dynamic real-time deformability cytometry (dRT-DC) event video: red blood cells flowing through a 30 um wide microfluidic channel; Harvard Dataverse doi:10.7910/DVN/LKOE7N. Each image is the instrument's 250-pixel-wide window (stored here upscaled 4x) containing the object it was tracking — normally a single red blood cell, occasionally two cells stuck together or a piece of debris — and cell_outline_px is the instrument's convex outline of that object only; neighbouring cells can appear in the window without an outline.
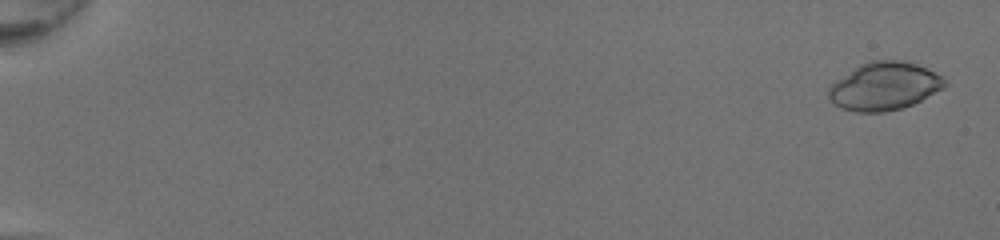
{"species": "common noctule bat (a hibernating species)", "species_latin": "Nyctalus noctula", "temperature_condition": "room temperature", "stored_images_in_passage": 51, "camera_frame_rate_fps": 3000, "um_per_image_px": 0.085, "animal": {"sex": "female", "body_mass_g": 20.0, "forearm_length_mm": 54.0}, "frame": {"image": 1, "passage_image": 2, "time_ms": 0.333, "image_size_px": [1000, 240], "cell_outline_px": [[948, 84], [920, 100], [912, 104], [900, 108], [884, 112], [856, 112], [840, 108], [828, 100], [828, 88], [836, 80], [860, 64], [872, 60], [904, 60], [916, 64], [948, 80]], "centroid_in_image_um": [75.11, 7.33], "position_along_channel_um": 9.9, "area_um2": 32.19}}
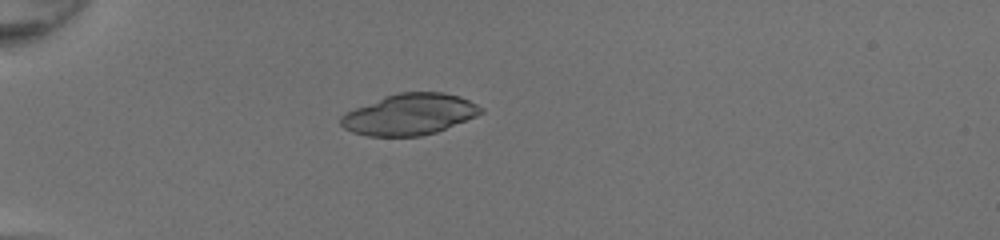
{"frame": {"image": 2, "passage_image": 17, "time_ms": 5.333, "image_size_px": [1000, 240], "cell_outline_px": [[484, 112], [476, 116], [436, 132], [420, 136], [368, 136], [352, 132], [344, 128], [340, 124], [340, 116], [356, 108], [384, 96], [400, 92], [444, 92], [460, 96], [484, 108]], "centroid_in_image_um": [34.82, 9.72], "position_along_channel_um": 50.2, "area_um2": 33.41}}
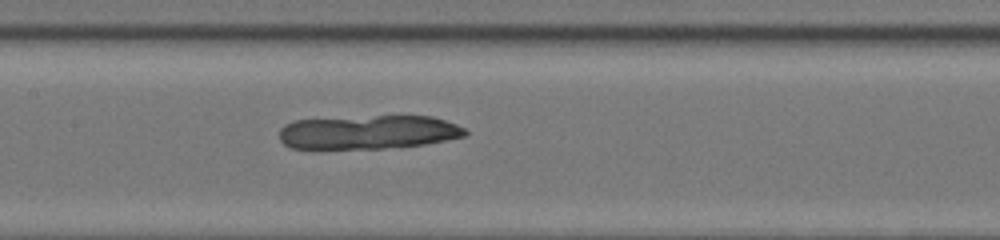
{"frame": {"image": 3, "passage_image": 28, "time_ms": 9.0, "image_size_px": [1000, 240], "cell_outline_px": [[468, 132], [464, 136], [424, 144], [384, 148], [292, 148], [284, 144], [280, 140], [280, 128], [284, 124], [296, 120], [376, 116], [432, 116], [456, 124], [464, 128]], "centroid_in_image_um": [31.3, 11.23], "position_along_channel_um": 176.1, "area_um2": 36.24}}